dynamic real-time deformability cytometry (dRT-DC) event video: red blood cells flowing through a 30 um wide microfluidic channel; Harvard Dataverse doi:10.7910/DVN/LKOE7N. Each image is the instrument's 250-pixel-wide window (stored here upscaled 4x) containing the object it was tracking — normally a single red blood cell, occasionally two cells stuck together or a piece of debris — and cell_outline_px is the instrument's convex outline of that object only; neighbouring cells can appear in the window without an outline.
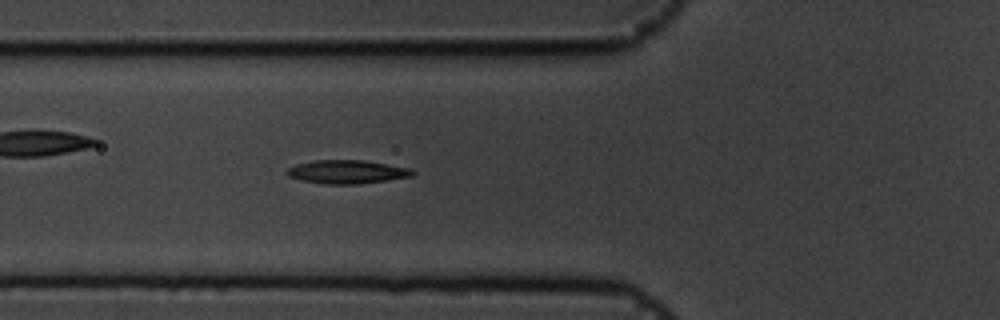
{"species": "common noctule bat (a hibernating species)", "species_latin": "Nyctalus noctula", "temperature_condition": "cold", "stored_images_in_passage": 34, "camera_frame_rate_fps": 3000, "um_per_image_px": 0.085, "animal": {"sex": "male", "body_mass_g": 19.5, "forearm_length_mm": 54.6}, "frame": {"image": 1, "passage_image": 9, "time_ms": 2.667, "image_size_px": [1000, 320], "cell_outline_px": [[416, 172], [412, 176], [388, 180], [356, 184], [324, 184], [300, 180], [288, 176], [284, 172], [288, 168], [296, 164], [312, 160], [364, 160], [412, 168]], "centroid_in_image_um": [29.48, 14.6], "position_along_channel_um": 96.3, "area_um2": 17.4}}
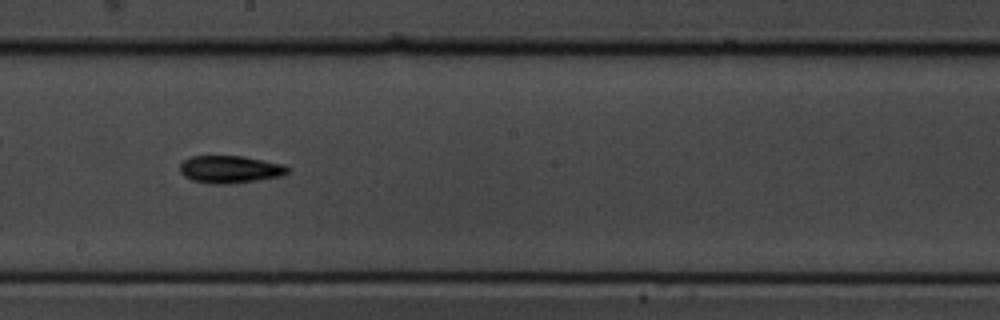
{"frame": {"image": 2, "passage_image": 20, "time_ms": 6.333, "image_size_px": [1000, 320], "cell_outline_px": [[288, 172], [280, 176], [256, 180], [228, 184], [212, 184], [192, 180], [184, 176], [180, 172], [180, 164], [184, 160], [192, 156], [244, 156], [284, 164], [288, 168]], "centroid_in_image_um": [19.53, 14.39], "position_along_channel_um": 228.7, "area_um2": 17.17}}
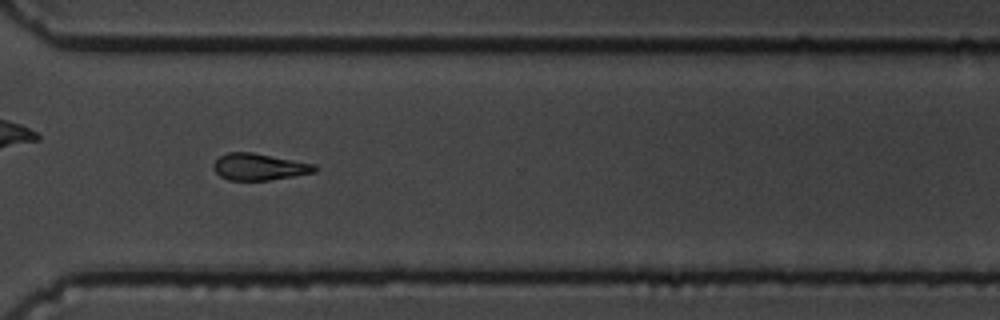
{"frame": {"image": 3, "passage_image": 30, "time_ms": 9.667, "image_size_px": [1000, 320], "cell_outline_px": [[316, 172], [268, 180], [228, 180], [220, 176], [216, 172], [212, 164], [220, 156], [228, 152], [252, 152], [316, 164]], "centroid_in_image_um": [22.02, 14.17], "position_along_channel_um": 348.6, "area_um2": 15.66}, "authors_computed_cell_mechanics": {"area_um2": 16.2996, "velocity_mm_per_s": 3.6076, "shape_relaxation_time_tau1_ms": 4.3754, "shape_relaxation_time_tau2_ms": null, "deformation_change_tau1": 0.1167, "deformation_change_tau2": null}}